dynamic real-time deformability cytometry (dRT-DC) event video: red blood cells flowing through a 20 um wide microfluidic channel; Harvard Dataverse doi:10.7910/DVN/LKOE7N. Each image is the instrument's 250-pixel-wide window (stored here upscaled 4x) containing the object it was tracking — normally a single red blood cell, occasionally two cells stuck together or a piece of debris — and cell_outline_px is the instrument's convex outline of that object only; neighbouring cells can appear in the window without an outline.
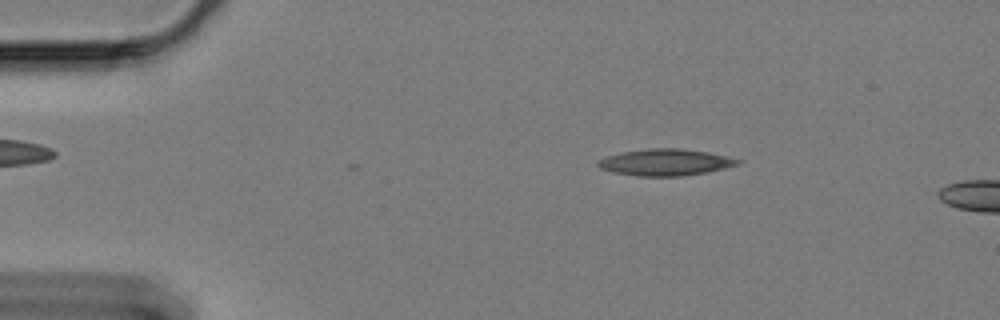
{"species": "Egyptian fruit bat (a non-hibernating species)", "species_latin": "Rousettus aegyptiacus", "temperature_condition": "cold", "stored_images_in_passage": 13, "camera_frame_rate_fps": 3000, "um_per_image_px": 0.085, "animal": {"sex": "female"}, "frame": {"image": 1, "passage_image": 6, "time_ms": 1.667, "image_size_px": [1000, 320], "cell_outline_px": [[744, 160], [740, 164], [724, 168], [704, 172], [680, 176], [636, 176], [616, 172], [600, 168], [596, 164], [596, 160], [620, 152], [648, 148], [680, 148], [704, 152]], "centroid_in_image_um": [56.52, 13.79], "position_along_channel_um": 28.5, "area_um2": 21.44}}